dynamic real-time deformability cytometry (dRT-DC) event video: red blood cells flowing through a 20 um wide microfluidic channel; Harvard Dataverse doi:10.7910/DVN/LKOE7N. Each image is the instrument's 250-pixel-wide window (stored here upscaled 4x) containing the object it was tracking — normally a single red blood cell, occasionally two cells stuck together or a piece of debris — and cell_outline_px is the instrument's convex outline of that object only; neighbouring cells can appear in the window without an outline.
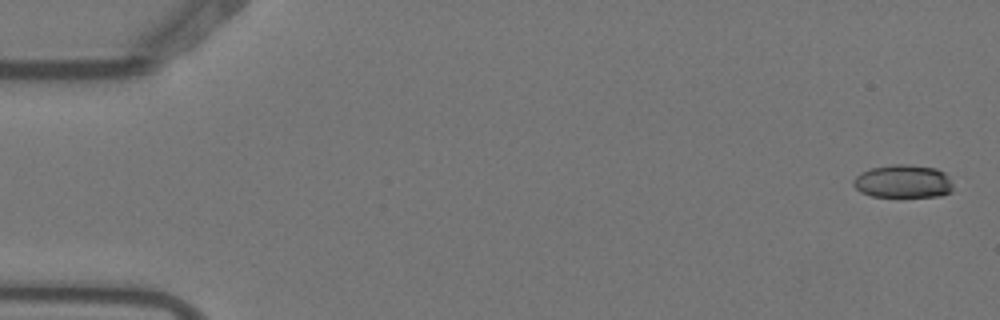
{"species": "Egyptian fruit bat (a non-hibernating species)", "species_latin": "Rousettus aegyptiacus", "temperature_condition": "warm", "stored_images_in_passage": 6, "camera_frame_rate_fps": 3000, "um_per_image_px": 0.085, "animal": {"sex": "female"}, "frame": {"image": 1, "passage_image": 1, "time_ms": 0.0, "image_size_px": [1000, 320], "cell_outline_px": [[952, 192], [940, 196], [872, 196], [860, 192], [852, 184], [852, 180], [860, 172], [872, 168], [892, 164], [908, 164], [936, 168], [944, 172], [948, 176], [952, 184]], "centroid_in_image_um": [76.76, 15.41], "position_along_channel_um": 8.2, "area_um2": 19.31}}
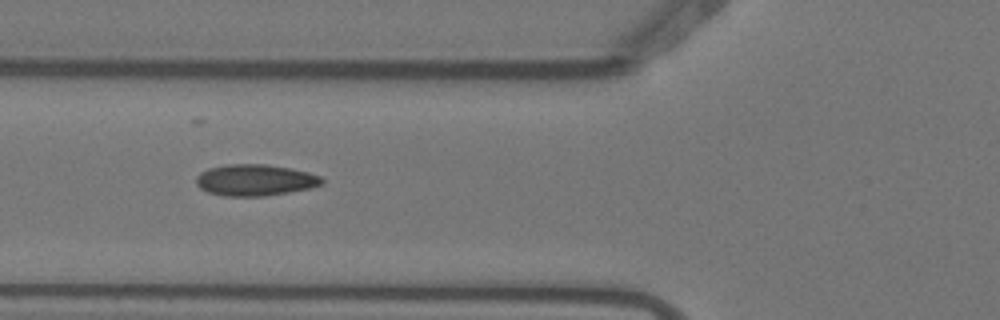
{"frame": {"image": 2, "passage_image": 5, "time_ms": 1.333, "image_size_px": [1000, 320], "cell_outline_px": [[324, 184], [312, 188], [264, 196], [224, 196], [208, 192], [200, 188], [196, 184], [196, 176], [200, 172], [208, 168], [228, 164], [268, 164], [292, 168], [308, 172], [320, 176], [324, 180]], "centroid_in_image_um": [21.7, 15.3], "position_along_channel_um": 104.1, "area_um2": 23.24}}
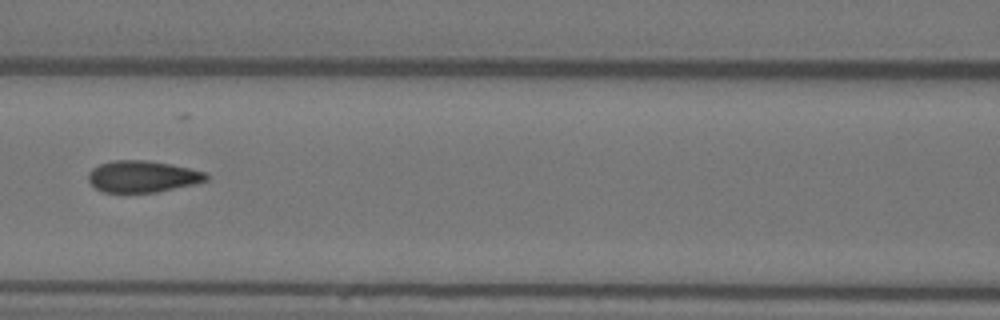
{"frame": {"image": 3, "passage_image": 6, "time_ms": 1.667, "image_size_px": [1000, 320], "cell_outline_px": [[208, 180], [196, 184], [156, 192], [104, 192], [96, 188], [88, 180], [88, 172], [92, 168], [100, 164], [112, 160], [144, 160], [168, 164], [188, 168], [204, 172], [208, 176]], "centroid_in_image_um": [12.09, 15.0], "position_along_channel_um": 154.5, "area_um2": 21.56}}